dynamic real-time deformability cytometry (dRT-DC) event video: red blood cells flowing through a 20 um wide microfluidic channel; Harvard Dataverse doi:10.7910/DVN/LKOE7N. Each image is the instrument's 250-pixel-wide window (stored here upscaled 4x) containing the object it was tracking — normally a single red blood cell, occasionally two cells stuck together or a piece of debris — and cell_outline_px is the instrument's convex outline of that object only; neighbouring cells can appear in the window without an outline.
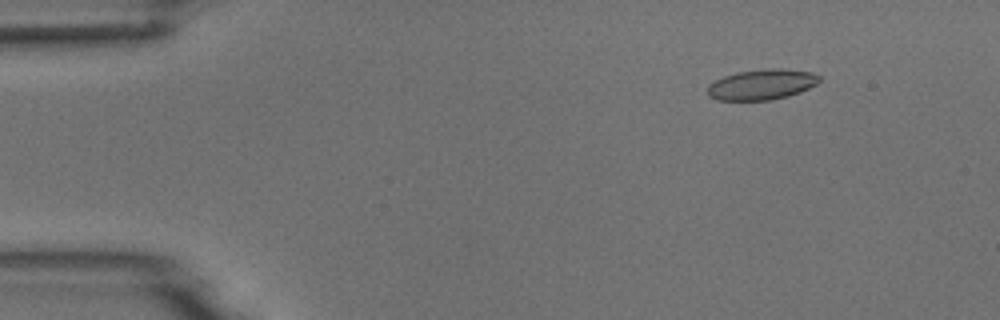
{"species": "common noctule bat (a hibernating species)", "species_latin": "Nyctalus noctula", "temperature_condition": "room temperature", "stored_images_in_passage": 6, "camera_frame_rate_fps": 3000, "um_per_image_px": 0.085, "animal": {"sex": "male", "body_mass_g": 18.8}, "frame": {"image": 1, "passage_image": 2, "time_ms": 1.0, "image_size_px": [1000, 320], "cell_outline_px": [[820, 80], [816, 84], [800, 92], [788, 96], [772, 100], [716, 100], [708, 96], [708, 84], [724, 76], [736, 72], [764, 68], [780, 68], [812, 72], [820, 76]], "centroid_in_image_um": [64.74, 7.18], "position_along_channel_um": 20.3, "area_um2": 20.0}}
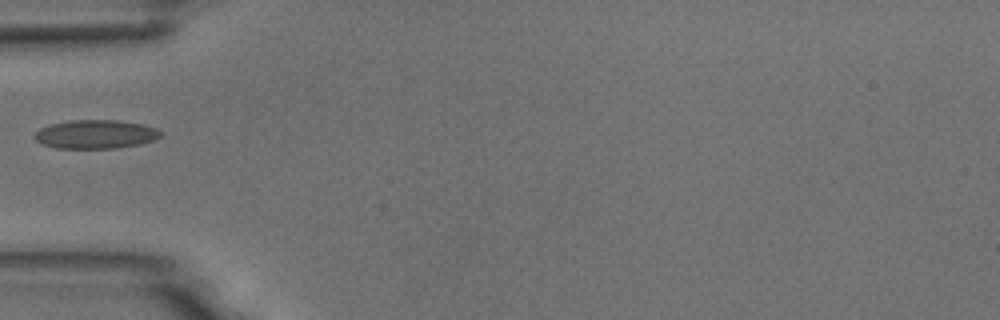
{"frame": {"image": 2, "passage_image": 5, "time_ms": 4.667, "image_size_px": [1000, 320], "cell_outline_px": [[160, 136], [152, 140], [140, 144], [116, 148], [56, 148], [40, 144], [36, 140], [36, 132], [40, 128], [48, 124], [72, 120], [116, 120], [140, 124], [156, 128], [160, 132]], "centroid_in_image_um": [8.08, 11.41], "position_along_channel_um": 76.9, "area_um2": 20.92}}